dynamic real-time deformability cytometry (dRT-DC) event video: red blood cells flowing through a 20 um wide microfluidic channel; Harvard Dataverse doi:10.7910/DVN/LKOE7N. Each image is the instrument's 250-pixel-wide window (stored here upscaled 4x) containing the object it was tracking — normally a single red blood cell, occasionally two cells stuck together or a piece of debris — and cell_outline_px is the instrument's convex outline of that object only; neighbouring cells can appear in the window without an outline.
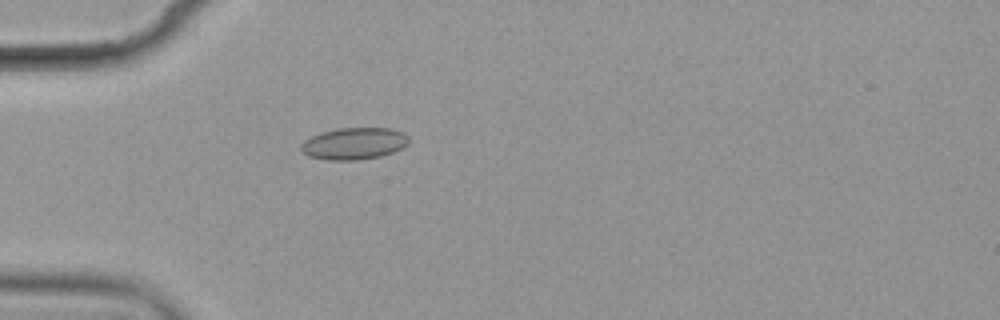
{"species": "common noctule bat (a hibernating species)", "species_latin": "Nyctalus noctula", "temperature_condition": "cold", "stored_images_in_passage": 1, "camera_frame_rate_fps": 3000, "um_per_image_px": 0.085, "animal": {"sex": "female", "body_mass_g": 19.9}, "frame": {"image": 1, "passage_image": 1, "time_ms": 0.0, "image_size_px": [1000, 320], "cell_outline_px": [[408, 144], [392, 152], [380, 156], [356, 160], [328, 160], [308, 156], [300, 148], [300, 144], [304, 140], [320, 132], [340, 128], [392, 128], [404, 132], [408, 136]], "centroid_in_image_um": [30.08, 12.19], "position_along_channel_um": 54.9, "area_um2": 20.0}}